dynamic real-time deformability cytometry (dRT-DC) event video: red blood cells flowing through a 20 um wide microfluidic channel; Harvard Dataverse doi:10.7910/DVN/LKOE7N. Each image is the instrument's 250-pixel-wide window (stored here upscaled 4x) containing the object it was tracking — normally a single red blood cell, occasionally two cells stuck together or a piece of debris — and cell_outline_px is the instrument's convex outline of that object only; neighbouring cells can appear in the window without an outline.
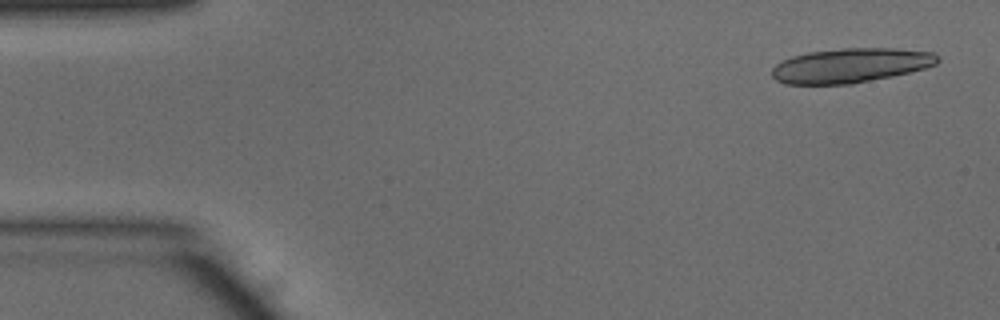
{"species": "common noctule bat (a hibernating species)", "species_latin": "Nyctalus noctula", "temperature_condition": "warm", "stored_images_in_passage": 16, "camera_frame_rate_fps": 3000, "um_per_image_px": 0.085, "animal": {"sex": "male", "body_mass_g": 15.6}, "frame": {"image": 1, "passage_image": 2, "time_ms": 0.333, "image_size_px": [1000, 320], "cell_outline_px": [[940, 60], [936, 64], [924, 68], [892, 76], [852, 84], [784, 84], [776, 80], [772, 76], [772, 68], [776, 64], [792, 56], [808, 52], [840, 48], [896, 48], [932, 52], [940, 56]], "centroid_in_image_um": [72.3, 5.56], "position_along_channel_um": 12.7, "area_um2": 33.35}}